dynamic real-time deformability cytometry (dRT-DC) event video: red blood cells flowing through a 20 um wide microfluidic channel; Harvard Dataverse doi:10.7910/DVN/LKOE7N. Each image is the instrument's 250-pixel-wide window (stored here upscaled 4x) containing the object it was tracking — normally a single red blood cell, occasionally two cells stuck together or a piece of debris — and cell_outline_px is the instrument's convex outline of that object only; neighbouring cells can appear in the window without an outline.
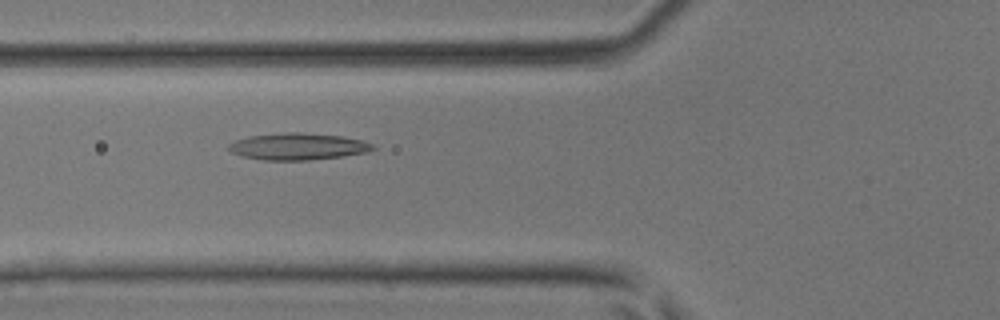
{"species": "common noctule bat (a hibernating species)", "species_latin": "Nyctalus noctula", "temperature_condition": "room temperature", "stored_images_in_passage": 31, "camera_frame_rate_fps": 3000, "um_per_image_px": 0.085, "animal": {"sex": "male", "body_mass_g": 17.9, "forearm_length_mm": 54.2}, "frame": {"image": 1, "passage_image": 4, "time_ms": 1.0, "image_size_px": [1000, 320], "cell_outline_px": [[376, 148], [368, 152], [344, 156], [308, 160], [264, 160], [244, 156], [232, 152], [228, 148], [228, 144], [236, 140], [248, 136], [288, 132], [300, 132], [344, 136], [364, 140], [372, 144]], "centroid_in_image_um": [25.37, 12.44], "position_along_channel_um": 100.4, "area_um2": 22.54}}
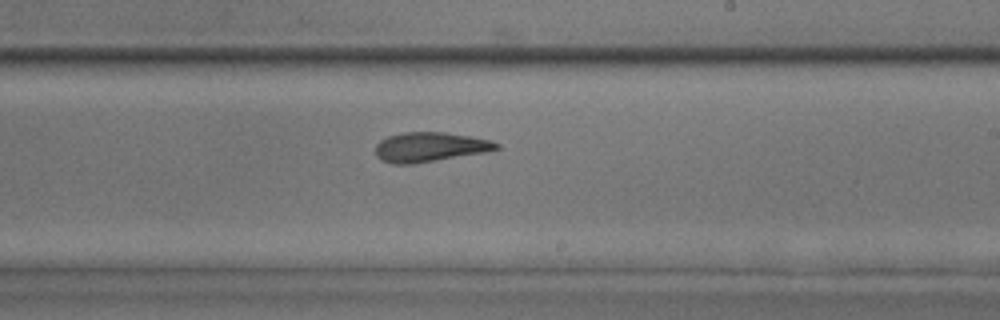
{"frame": {"image": 2, "passage_image": 14, "time_ms": 4.333, "image_size_px": [1000, 320], "cell_outline_px": [[500, 148], [488, 152], [412, 164], [392, 164], [380, 160], [376, 156], [376, 144], [380, 140], [388, 136], [404, 132], [444, 132], [472, 136], [492, 140], [500, 144]], "centroid_in_image_um": [36.56, 12.5], "position_along_channel_um": 252.4, "area_um2": 21.1}}
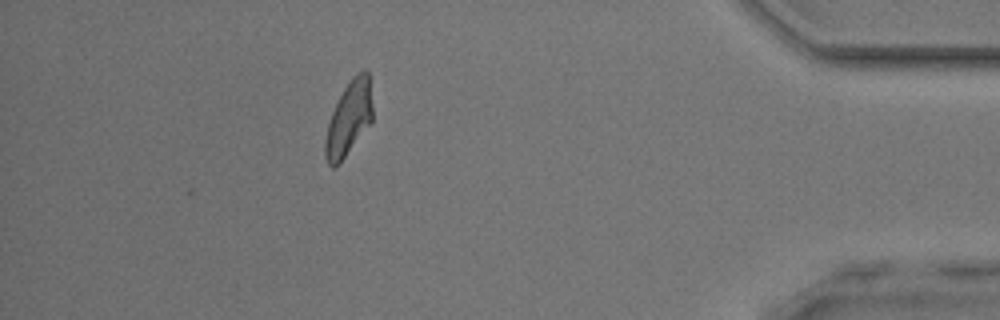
{"frame": {"image": 3, "passage_image": 27, "time_ms": 8.667, "image_size_px": [1000, 320], "cell_outline_px": [[372, 120], [340, 164], [336, 168], [332, 168], [328, 164], [324, 156], [324, 140], [328, 124], [332, 112], [344, 88], [352, 76], [356, 72], [364, 68], [368, 68], [372, 108]], "centroid_in_image_um": [29.64, 10.07], "position_along_channel_um": 405.6, "area_um2": 20.58}}